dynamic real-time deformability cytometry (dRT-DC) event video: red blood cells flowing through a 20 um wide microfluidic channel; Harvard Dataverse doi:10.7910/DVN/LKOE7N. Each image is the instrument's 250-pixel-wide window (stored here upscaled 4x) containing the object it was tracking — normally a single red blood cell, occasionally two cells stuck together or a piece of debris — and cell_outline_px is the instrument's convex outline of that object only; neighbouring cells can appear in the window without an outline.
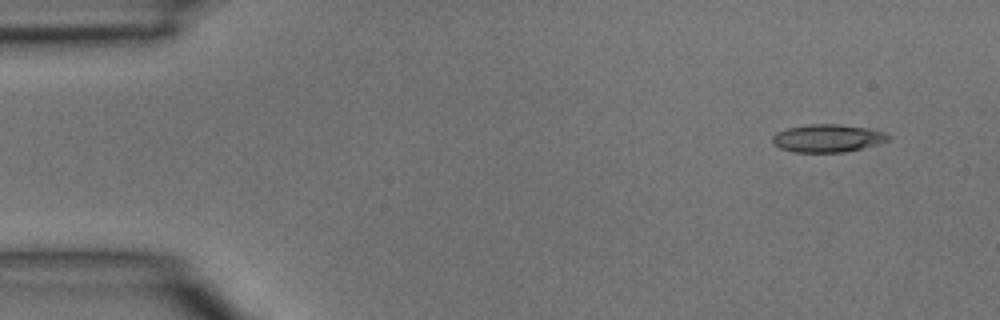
{"species": "common noctule bat (a hibernating species)", "species_latin": "Nyctalus noctula", "temperature_condition": "room temperature", "stored_images_in_passage": 4, "camera_frame_rate_fps": 3000, "um_per_image_px": 0.085, "animal": {"sex": "male", "body_mass_g": 15.6}, "frame": {"image": 1, "passage_image": 1, "time_ms": 0.0, "image_size_px": [1000, 320], "cell_outline_px": [[892, 136], [888, 140], [880, 144], [844, 152], [792, 152], [780, 148], [772, 144], [772, 136], [776, 132], [788, 128], [808, 124], [836, 124], [868, 128]], "centroid_in_image_um": [70.31, 11.75], "position_along_channel_um": 14.7, "area_um2": 18.79}}
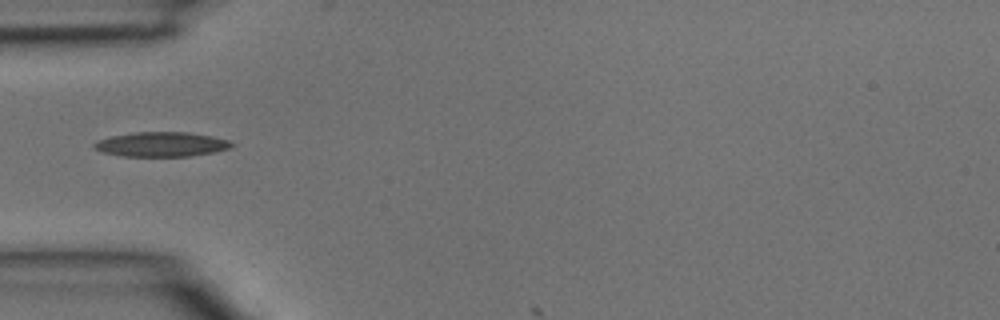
{"frame": {"image": 2, "passage_image": 3, "time_ms": 0.667, "image_size_px": [1000, 320], "cell_outline_px": [[236, 144], [232, 148], [212, 152], [188, 156], [124, 156], [104, 152], [92, 148], [92, 144], [96, 140], [112, 136], [136, 132], [188, 132], [212, 136], [228, 140]], "centroid_in_image_um": [13.72, 12.26], "position_along_channel_um": 71.3, "area_um2": 19.71}}